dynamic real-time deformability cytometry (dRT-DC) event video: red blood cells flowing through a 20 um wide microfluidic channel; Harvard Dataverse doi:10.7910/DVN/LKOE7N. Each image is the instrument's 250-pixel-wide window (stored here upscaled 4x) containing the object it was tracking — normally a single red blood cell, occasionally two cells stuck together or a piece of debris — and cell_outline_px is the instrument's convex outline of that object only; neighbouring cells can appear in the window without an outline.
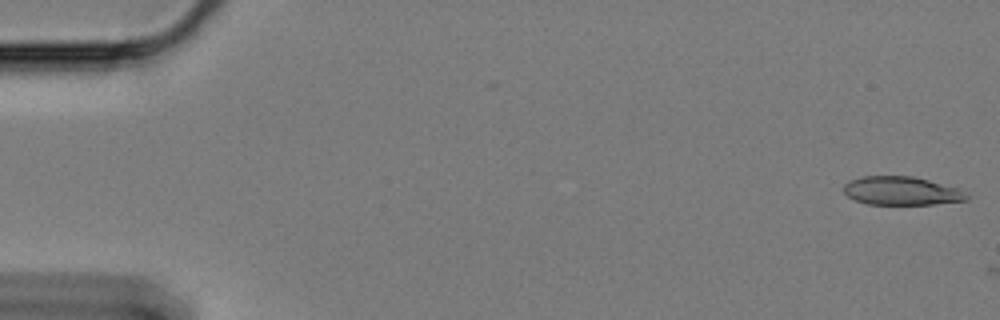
{"species": "Egyptian fruit bat (a non-hibernating species)", "species_latin": "Rousettus aegyptiacus", "temperature_condition": "cold", "stored_images_in_passage": 2, "camera_frame_rate_fps": 3000, "um_per_image_px": 0.085, "animal": {"sex": "female"}, "frame": {"image": 1, "passage_image": 1, "time_ms": 0.0, "image_size_px": [1000, 320], "cell_outline_px": [[968, 200], [932, 204], [868, 204], [856, 200], [848, 196], [844, 192], [844, 184], [848, 180], [864, 176], [912, 176], [928, 180], [956, 188], [968, 196]], "centroid_in_image_um": [76.57, 16.22], "position_along_channel_um": 8.4, "area_um2": 20.11}}